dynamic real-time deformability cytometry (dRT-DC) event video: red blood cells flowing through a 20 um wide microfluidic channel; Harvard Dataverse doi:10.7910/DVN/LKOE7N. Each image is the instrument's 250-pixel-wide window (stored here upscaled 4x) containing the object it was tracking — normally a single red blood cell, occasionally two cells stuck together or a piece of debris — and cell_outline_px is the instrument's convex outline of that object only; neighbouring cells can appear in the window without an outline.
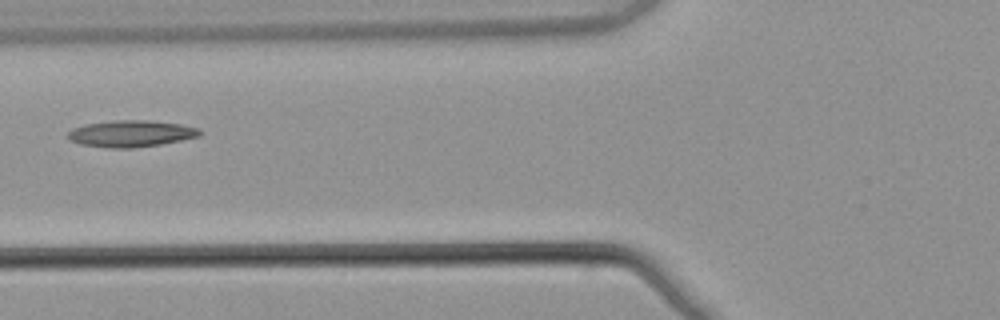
{"species": "common noctule bat (a hibernating species)", "species_latin": "Nyctalus noctula", "temperature_condition": "warm", "stored_images_in_passage": 6, "camera_frame_rate_fps": 3000, "um_per_image_px": 0.085, "animal": {"sex": "male", "body_mass_g": 21.5, "forearm_length_mm": 52.0}, "frame": {"image": 1, "passage_image": 6, "time_ms": 1.667, "image_size_px": [1000, 320], "cell_outline_px": [[200, 136], [160, 144], [132, 148], [108, 148], [80, 144], [72, 140], [68, 136], [68, 132], [72, 128], [88, 124], [116, 120], [148, 120], [180, 124], [200, 128]], "centroid_in_image_um": [11.14, 11.35], "position_along_channel_um": 114.7, "area_um2": 20.23}}